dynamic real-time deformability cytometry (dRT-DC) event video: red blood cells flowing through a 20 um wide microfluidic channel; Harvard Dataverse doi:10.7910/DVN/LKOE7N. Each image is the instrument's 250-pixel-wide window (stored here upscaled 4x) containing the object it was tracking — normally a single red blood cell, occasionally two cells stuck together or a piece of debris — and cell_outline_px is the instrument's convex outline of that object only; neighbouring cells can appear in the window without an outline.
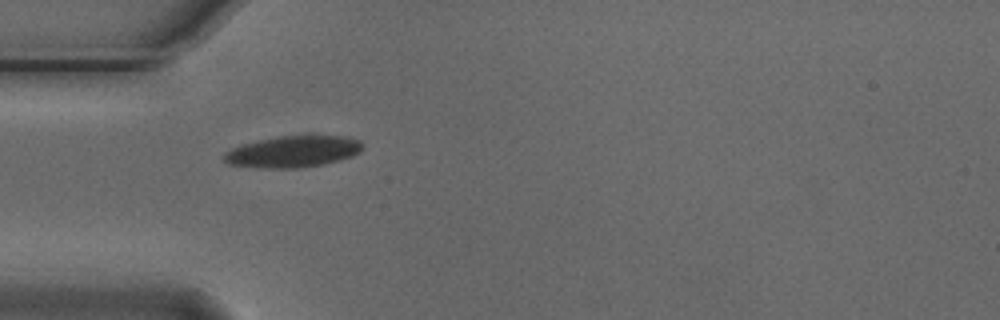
{"species": "Egyptian fruit bat (a non-hibernating species)", "species_latin": "Rousettus aegyptiacus", "temperature_condition": "cold", "stored_images_in_passage": 2, "camera_frame_rate_fps": 3000, "um_per_image_px": 0.085, "animal": {"sex": "male"}, "frame": {"image": 1, "passage_image": 1, "time_ms": 0.0, "image_size_px": [1000, 320], "cell_outline_px": [[364, 148], [360, 152], [352, 156], [340, 160], [324, 164], [296, 168], [260, 168], [228, 164], [220, 156], [224, 152], [240, 144], [276, 136], [348, 136], [360, 140], [364, 144]], "centroid_in_image_um": [24.89, 12.88], "position_along_channel_um": 60.1, "area_um2": 25.78}}
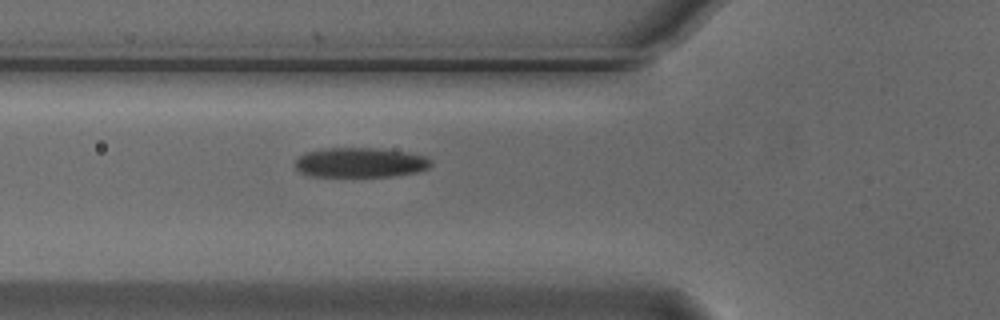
{"frame": {"image": 2, "passage_image": 2, "time_ms": 0.333, "image_size_px": [1000, 320], "cell_outline_px": [[432, 164], [428, 168], [416, 172], [392, 176], [312, 176], [300, 172], [296, 168], [296, 160], [304, 152], [324, 148], [376, 148], [408, 152], [424, 156], [432, 160]], "centroid_in_image_um": [30.63, 13.81], "position_along_channel_um": 95.2, "area_um2": 23.52}}